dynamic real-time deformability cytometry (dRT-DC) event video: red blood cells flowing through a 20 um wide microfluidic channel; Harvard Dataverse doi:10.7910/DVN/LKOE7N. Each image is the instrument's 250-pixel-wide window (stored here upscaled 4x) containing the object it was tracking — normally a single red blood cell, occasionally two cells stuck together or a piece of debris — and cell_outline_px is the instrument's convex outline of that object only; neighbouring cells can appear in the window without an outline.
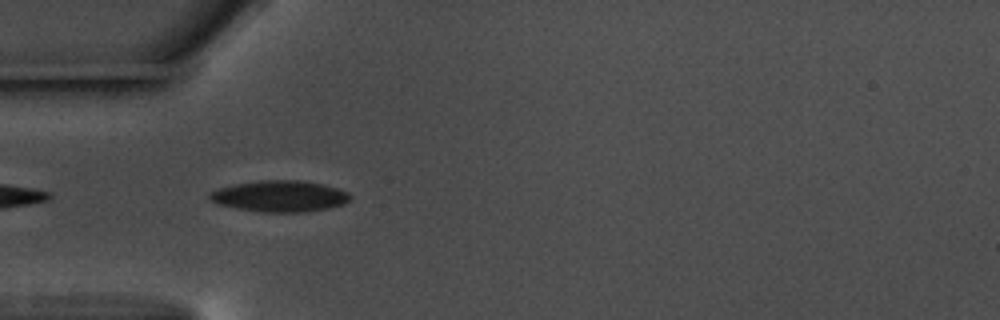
{"species": "common noctule bat (a hibernating species)", "species_latin": "Nyctalus noctula", "temperature_condition": "warm", "stored_images_in_passage": 41, "camera_frame_rate_fps": 3000, "um_per_image_px": 0.085, "animal": {"sex": "male", "body_mass_g": 17.5, "forearm_length_mm": 52.3}, "frame": {"image": 1, "passage_image": 2, "time_ms": 0.333, "image_size_px": [1000, 320], "cell_outline_px": [[352, 196], [344, 204], [328, 208], [304, 212], [264, 212], [236, 208], [216, 204], [208, 196], [212, 192], [220, 188], [236, 184], [260, 180], [300, 180], [324, 184], [348, 192]], "centroid_in_image_um": [23.81, 16.67], "position_along_channel_um": 61.2, "area_um2": 25.43}}
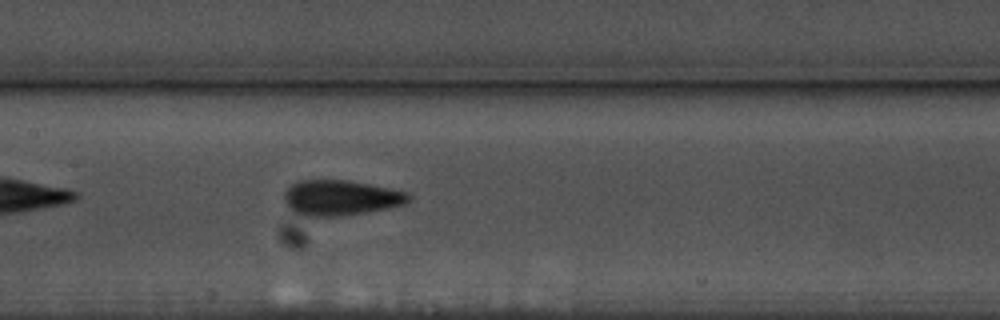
{"frame": {"image": 2, "passage_image": 12, "time_ms": 3.667, "image_size_px": [1000, 320], "cell_outline_px": [[412, 196], [404, 204], [388, 208], [340, 216], [304, 216], [292, 212], [284, 204], [284, 192], [292, 184], [300, 180], [348, 180], [408, 192]], "centroid_in_image_um": [28.91, 16.81], "position_along_channel_um": 178.5, "area_um2": 25.61}}
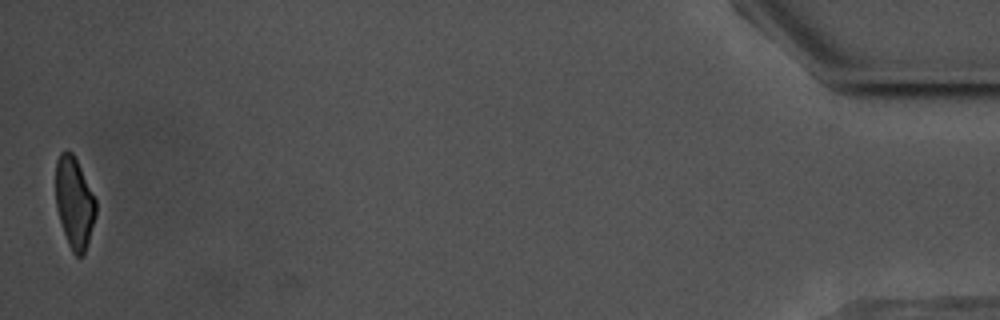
{"frame": {"image": 3, "passage_image": 41, "time_ms": 13.333, "image_size_px": [1000, 320], "cell_outline_px": [[96, 212], [84, 256], [76, 256], [72, 252], [68, 244], [56, 208], [56, 160], [60, 152], [72, 152], [96, 200]], "centroid_in_image_um": [6.31, 17.25], "position_along_channel_um": 428.9, "area_um2": 20.98}, "authors_computed_cell_mechanics": {"area_um2": 24.3916, "velocity_mm_per_s": 3.586, "shape_relaxation_time_tau1_ms": 3.9681, "shape_relaxation_time_tau2_ms": 1.5611, "deformation_change_tau1": 0.1229, "deformation_change_tau2": 0.0885}}